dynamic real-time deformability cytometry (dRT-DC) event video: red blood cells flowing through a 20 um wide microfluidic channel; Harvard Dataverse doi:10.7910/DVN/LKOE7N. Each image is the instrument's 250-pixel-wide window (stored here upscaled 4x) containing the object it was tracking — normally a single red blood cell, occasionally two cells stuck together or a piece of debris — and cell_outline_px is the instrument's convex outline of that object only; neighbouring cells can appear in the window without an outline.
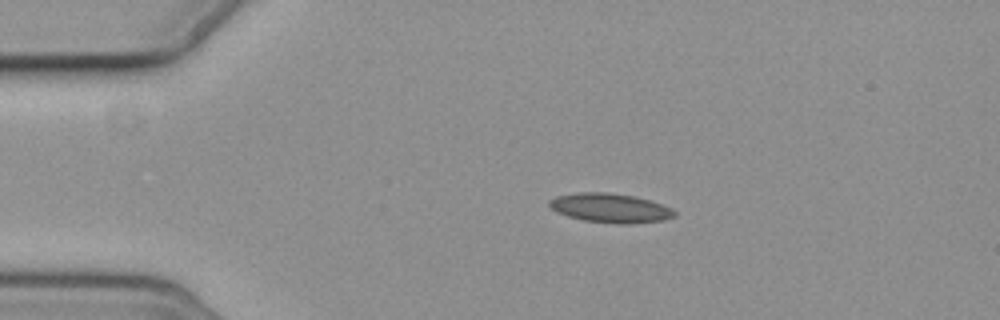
{"species": "common noctule bat (a hibernating species)", "species_latin": "Nyctalus noctula", "temperature_condition": "cold", "stored_images_in_passage": 7, "camera_frame_rate_fps": 3000, "um_per_image_px": 0.085, "animal": {"sex": "female", "body_mass_g": 19.3, "forearm_length_mm": 54.1}, "frame": {"image": 1, "passage_image": 3, "time_ms": 2.333, "image_size_px": [1000, 320], "cell_outline_px": [[676, 216], [664, 220], [628, 224], [620, 224], [584, 220], [568, 216], [556, 212], [548, 204], [548, 200], [556, 196], [580, 192], [604, 192], [632, 196], [648, 200], [672, 208], [676, 212]], "centroid_in_image_um": [51.86, 17.68], "position_along_channel_um": 33.1, "area_um2": 21.15}}
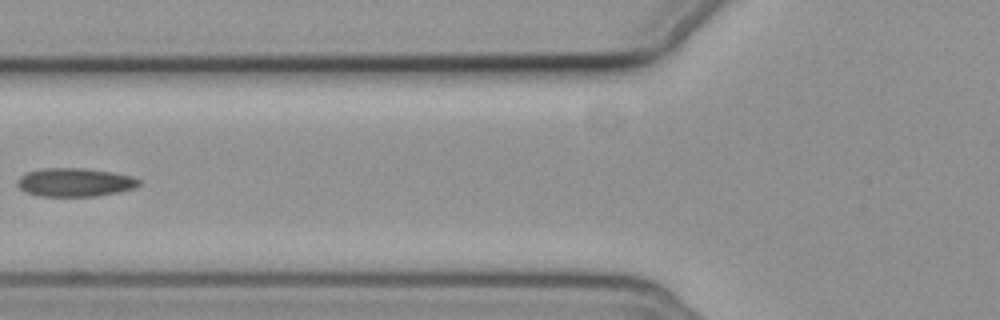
{"frame": {"image": 2, "passage_image": 6, "time_ms": 6.0, "image_size_px": [1000, 320], "cell_outline_px": [[140, 184], [136, 188], [120, 192], [96, 196], [40, 196], [24, 192], [16, 184], [16, 180], [20, 176], [28, 172], [44, 168], [84, 168], [112, 172], [132, 176], [140, 180]], "centroid_in_image_um": [6.37, 15.5], "position_along_channel_um": 119.4, "area_um2": 20.35}}
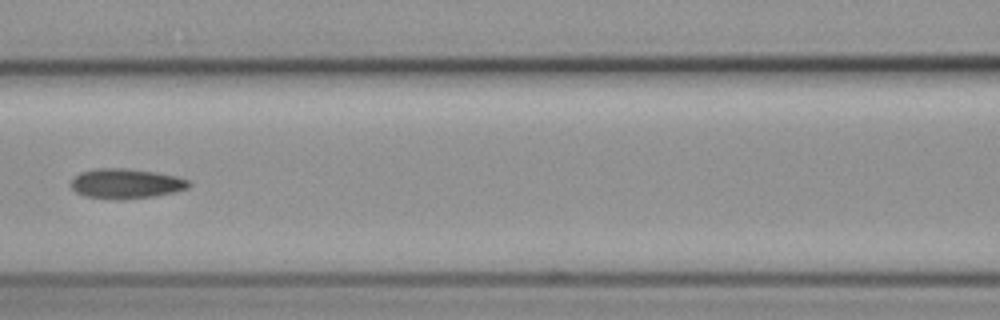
{"frame": {"image": 3, "passage_image": 7, "time_ms": 7.0, "image_size_px": [1000, 320], "cell_outline_px": [[192, 184], [188, 188], [176, 192], [152, 196], [120, 200], [112, 200], [84, 196], [76, 192], [72, 188], [72, 180], [80, 172], [96, 168], [124, 168], [152, 172], [176, 176], [188, 180]], "centroid_in_image_um": [10.7, 15.62], "position_along_channel_um": 155.9, "area_um2": 20.52}}